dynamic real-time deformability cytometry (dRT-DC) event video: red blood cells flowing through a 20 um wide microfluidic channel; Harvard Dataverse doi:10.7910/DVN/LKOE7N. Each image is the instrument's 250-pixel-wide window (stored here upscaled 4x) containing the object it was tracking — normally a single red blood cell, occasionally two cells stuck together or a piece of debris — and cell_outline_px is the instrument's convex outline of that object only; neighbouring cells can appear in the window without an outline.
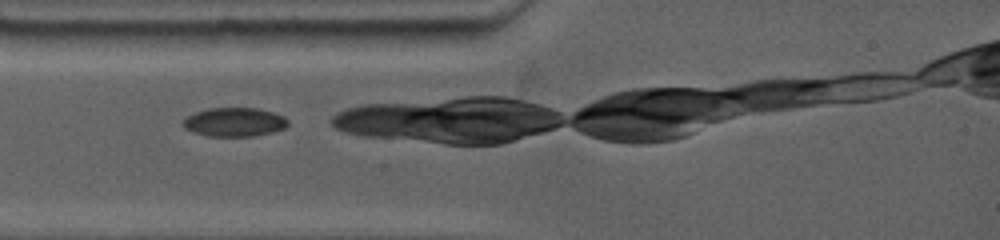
{"species": "common noctule bat (a hibernating species)", "species_latin": "Nyctalus noctula", "temperature_condition": "warm", "stored_images_in_passage": 15, "camera_frame_rate_fps": 4500, "um_per_image_px": 0.085, "animal": {"sex": "female", "body_mass_g": 19.0, "forearm_length_mm": 53.3}, "frame": {"image": 1, "passage_image": 1, "time_ms": 0.0, "image_size_px": [1000, 240], "cell_outline_px": [[288, 124], [284, 128], [272, 132], [252, 136], [208, 136], [192, 132], [184, 128], [180, 124], [180, 120], [184, 116], [192, 112], [208, 108], [256, 108], [272, 112], [284, 116], [288, 120]], "centroid_in_image_um": [19.82, 10.37], "position_along_channel_um": 65.2, "area_um2": 17.98}}